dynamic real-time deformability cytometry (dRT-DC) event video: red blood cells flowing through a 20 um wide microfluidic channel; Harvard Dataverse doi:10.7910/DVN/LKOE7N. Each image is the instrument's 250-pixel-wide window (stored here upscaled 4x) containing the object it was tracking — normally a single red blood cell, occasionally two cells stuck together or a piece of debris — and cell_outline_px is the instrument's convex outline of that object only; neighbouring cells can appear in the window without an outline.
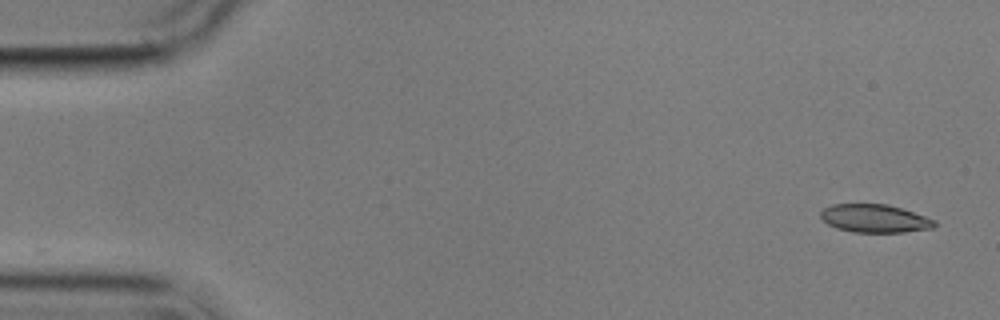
{"species": "common noctule bat (a hibernating species)", "species_latin": "Nyctalus noctula", "temperature_condition": "cold", "stored_images_in_passage": 3, "camera_frame_rate_fps": 3000, "um_per_image_px": 0.085, "animal": {"sex": "male", "body_mass_g": 17.9}, "frame": {"image": 1, "passage_image": 1, "time_ms": 0.0, "image_size_px": [1000, 320], "cell_outline_px": [[936, 224], [932, 228], [904, 232], [852, 232], [836, 228], [828, 224], [820, 216], [820, 212], [824, 208], [832, 204], [888, 204], [936, 220]], "centroid_in_image_um": [74.33, 18.57], "position_along_channel_um": 10.7, "area_um2": 18.55}}
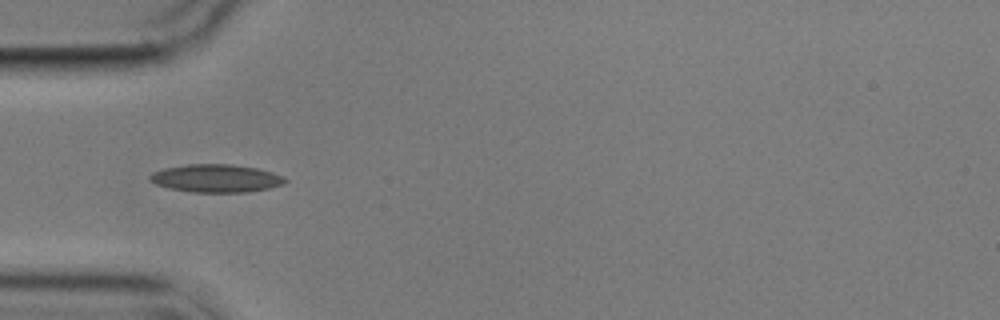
{"frame": {"image": 2, "passage_image": 2, "time_ms": 5.0, "image_size_px": [1000, 320], "cell_outline_px": [[288, 180], [284, 184], [268, 188], [248, 192], [192, 192], [168, 188], [156, 184], [148, 180], [148, 176], [152, 172], [164, 168], [188, 164], [232, 164], [256, 168], [272, 172], [284, 176]], "centroid_in_image_um": [18.35, 15.15], "position_along_channel_um": 66.6, "area_um2": 22.14}}
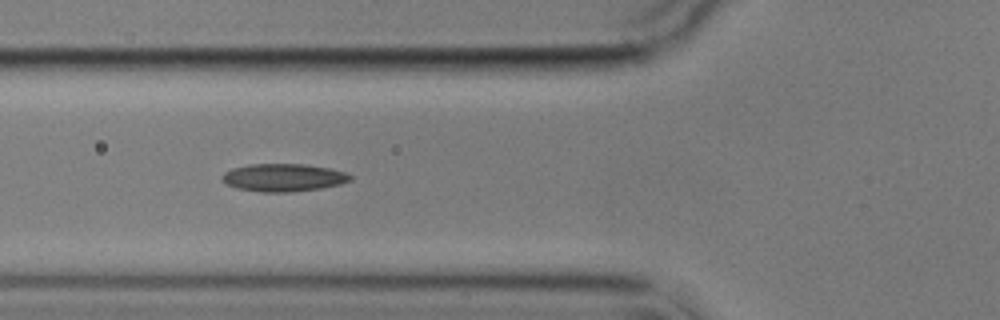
{"frame": {"image": 3, "passage_image": 3, "time_ms": 6.0, "image_size_px": [1000, 320], "cell_outline_px": [[352, 180], [340, 184], [320, 188], [292, 192], [260, 192], [236, 188], [228, 184], [220, 176], [224, 172], [232, 168], [248, 164], [304, 164], [328, 168], [348, 172], [352, 176]], "centroid_in_image_um": [24.1, 15.09], "position_along_channel_um": 101.7, "area_um2": 20.81}}